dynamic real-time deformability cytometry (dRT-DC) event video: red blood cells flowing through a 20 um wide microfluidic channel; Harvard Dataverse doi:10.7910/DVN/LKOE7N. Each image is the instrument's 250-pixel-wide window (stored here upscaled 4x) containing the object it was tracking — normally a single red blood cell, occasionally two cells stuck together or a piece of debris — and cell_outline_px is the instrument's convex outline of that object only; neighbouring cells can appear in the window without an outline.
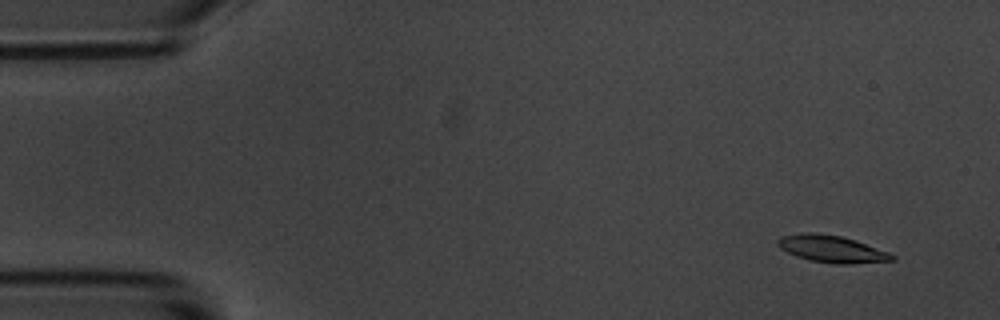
{"species": "common noctule bat (a hibernating species)", "species_latin": "Nyctalus noctula", "temperature_condition": "room temperature", "stored_images_in_passage": 56, "camera_frame_rate_fps": 3000, "um_per_image_px": 0.085, "animal": {"sex": "male", "body_mass_g": 20.1, "forearm_length_mm": 53.5}, "frame": {"image": 1, "passage_image": 4, "time_ms": 1.0, "image_size_px": [1000, 320], "cell_outline_px": [[896, 260], [848, 264], [836, 264], [808, 260], [796, 256], [780, 248], [776, 244], [776, 240], [780, 236], [804, 232], [812, 232], [840, 236], [856, 240], [888, 252], [896, 256]], "centroid_in_image_um": [70.67, 21.16], "position_along_channel_um": 14.3, "area_um2": 18.09}}
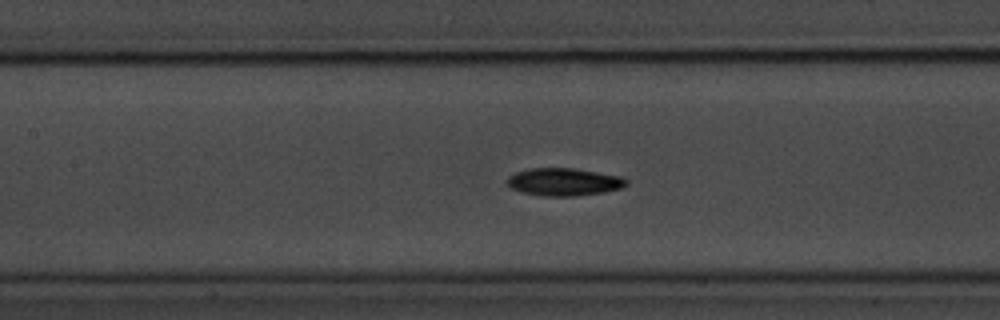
{"frame": {"image": 2, "passage_image": 25, "time_ms": 8.0, "image_size_px": [1000, 320], "cell_outline_px": [[628, 184], [620, 188], [604, 192], [572, 196], [544, 196], [524, 192], [512, 188], [508, 184], [508, 176], [516, 172], [528, 168], [572, 168], [620, 176], [628, 180]], "centroid_in_image_um": [47.94, 15.45], "position_along_channel_um": 159.5, "area_um2": 18.96}}
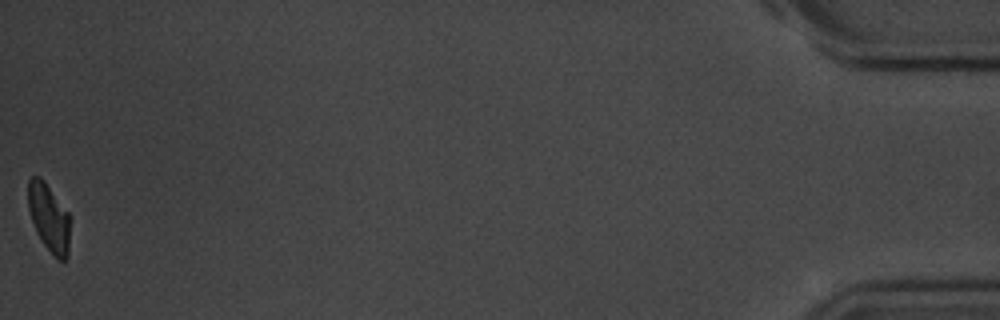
{"frame": {"image": 3, "passage_image": 56, "time_ms": 18.333, "image_size_px": [1000, 320], "cell_outline_px": [[68, 256], [64, 260], [60, 260], [52, 256], [36, 232], [28, 208], [28, 180], [32, 176], [40, 176], [44, 180], [68, 212]], "centroid_in_image_um": [4.13, 18.49], "position_along_channel_um": 431.1, "area_um2": 16.36}, "authors_computed_cell_mechanics": {"area_um2": 18.0914, "velocity_mm_per_s": 3.5802, "shape_relaxation_time_tau1_ms": 3.6169, "shape_relaxation_time_tau2_ms": 8.8912, "deformation_change_tau1": 0.1364, "deformation_change_tau2": 0.137}}